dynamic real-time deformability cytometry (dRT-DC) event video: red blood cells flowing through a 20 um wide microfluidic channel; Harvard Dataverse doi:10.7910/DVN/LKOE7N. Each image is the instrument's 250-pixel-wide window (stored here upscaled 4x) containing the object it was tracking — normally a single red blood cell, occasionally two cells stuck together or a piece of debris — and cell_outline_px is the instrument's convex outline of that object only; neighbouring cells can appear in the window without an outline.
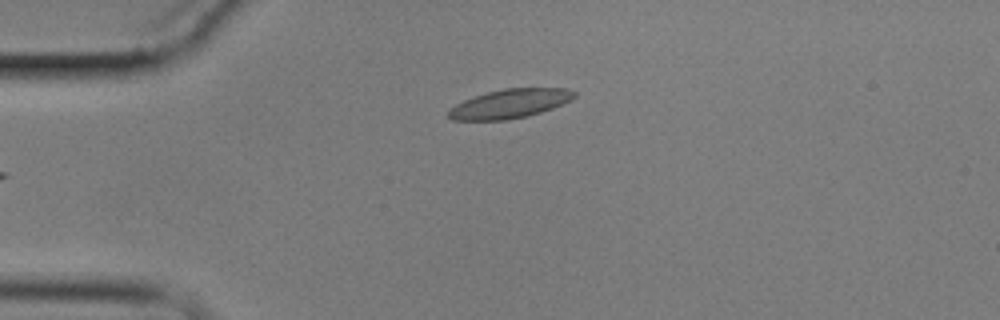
{"species": "common noctule bat (a hibernating species)", "species_latin": "Nyctalus noctula", "temperature_condition": "cold", "stored_images_in_passage": 3, "camera_frame_rate_fps": 3000, "um_per_image_px": 0.085, "animal": {"sex": "male", "body_mass_g": 17.9}, "frame": {"image": 1, "passage_image": 3, "time_ms": 3.333, "image_size_px": [1000, 320], "cell_outline_px": [[576, 96], [572, 100], [552, 108], [528, 116], [508, 120], [452, 120], [448, 116], [448, 108], [464, 100], [488, 92], [504, 88], [568, 88], [576, 92]], "centroid_in_image_um": [43.35, 8.81], "position_along_channel_um": 41.7, "area_um2": 21.33}}